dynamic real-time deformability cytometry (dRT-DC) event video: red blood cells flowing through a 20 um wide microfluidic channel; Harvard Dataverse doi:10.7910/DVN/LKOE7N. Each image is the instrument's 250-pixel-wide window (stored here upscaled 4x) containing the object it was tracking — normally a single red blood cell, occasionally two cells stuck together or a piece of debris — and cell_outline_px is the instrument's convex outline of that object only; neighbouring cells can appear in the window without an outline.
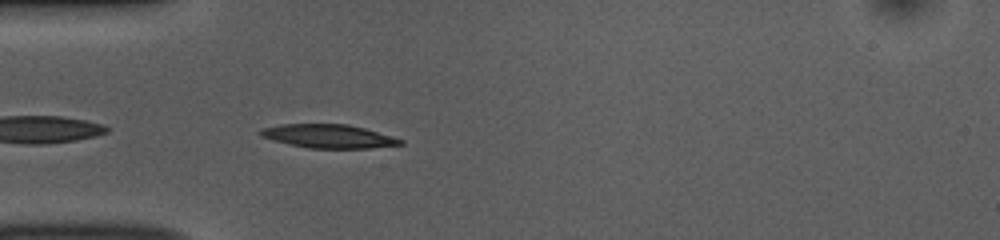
{"species": "common noctule bat (a hibernating species)", "species_latin": "Nyctalus noctula", "temperature_condition": "room temperature", "stored_images_in_passage": 39, "camera_frame_rate_fps": 3000, "um_per_image_px": 0.085, "animal": {"sex": "female", "body_mass_g": 10.0, "forearm_length_mm": 53.1}, "frame": {"image": 1, "passage_image": 2, "time_ms": 0.333, "image_size_px": [1000, 240], "cell_outline_px": [[404, 144], [368, 148], [308, 148], [288, 144], [260, 136], [260, 128], [280, 124], [348, 124], [364, 128], [404, 140]], "centroid_in_image_um": [27.9, 11.57], "position_along_channel_um": 57.1, "area_um2": 19.13}}
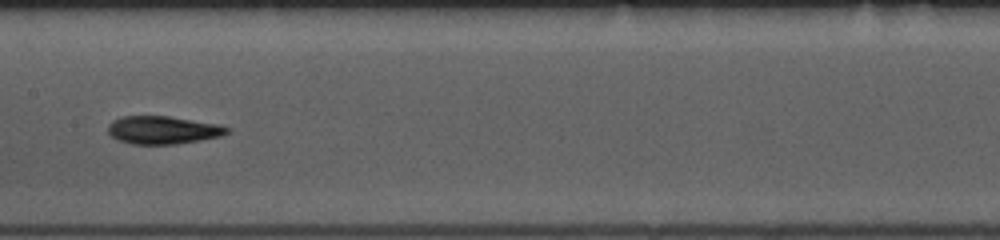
{"frame": {"image": 2, "passage_image": 13, "time_ms": 4.0, "image_size_px": [1000, 240], "cell_outline_px": [[232, 128], [228, 132], [220, 136], [200, 140], [176, 144], [132, 144], [120, 140], [112, 136], [108, 132], [108, 124], [112, 120], [124, 116], [168, 116], [220, 124]], "centroid_in_image_um": [13.87, 11.04], "position_along_channel_um": 193.5, "area_um2": 19.36}}
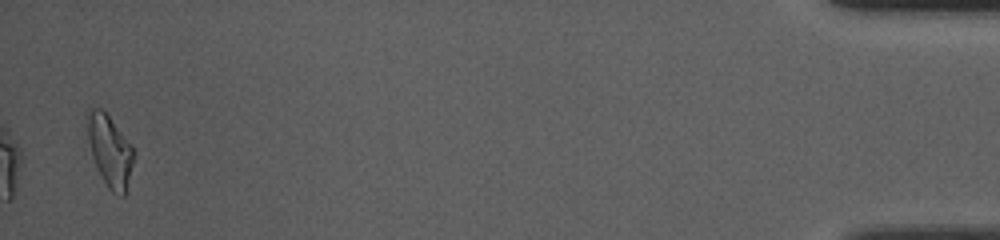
{"frame": {"image": 3, "passage_image": 38, "time_ms": 12.333, "image_size_px": [1000, 240], "cell_outline_px": [[132, 164], [124, 196], [120, 196], [112, 192], [108, 188], [92, 156], [88, 140], [84, 112], [92, 108], [100, 108], [108, 116], [132, 144]], "centroid_in_image_um": [9.29, 12.76], "position_along_channel_um": 425.9, "area_um2": 18.96}, "authors_computed_cell_mechanics": {"area_um2": 18.8428, "velocity_mm_per_s": 3.8213, "shape_relaxation_time_tau1_ms": 4.1502, "shape_relaxation_time_tau2_ms": 2.9187, "deformation_change_tau1": 0.1469, "deformation_change_tau2": 0.1027}}